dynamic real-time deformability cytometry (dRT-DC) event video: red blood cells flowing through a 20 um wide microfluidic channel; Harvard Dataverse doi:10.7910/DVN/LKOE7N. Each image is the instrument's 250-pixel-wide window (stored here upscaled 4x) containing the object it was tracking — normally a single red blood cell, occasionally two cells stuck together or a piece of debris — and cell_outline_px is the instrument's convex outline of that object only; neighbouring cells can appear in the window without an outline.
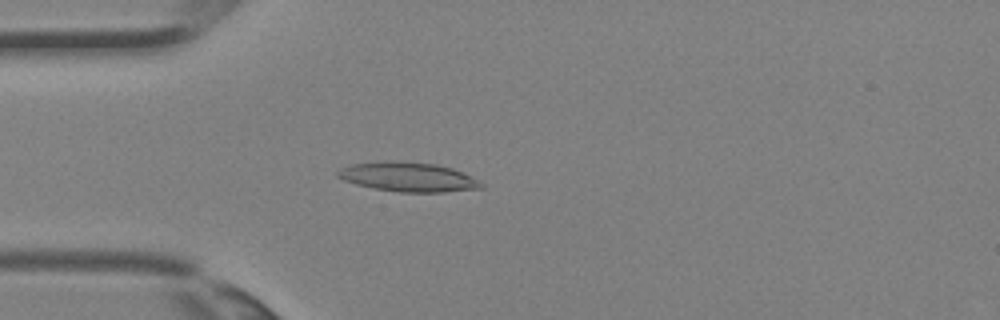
{"species": "Egyptian fruit bat (a non-hibernating species)", "species_latin": "Rousettus aegyptiacus", "temperature_condition": "room temperature", "stored_images_in_passage": 35, "camera_frame_rate_fps": 3000, "um_per_image_px": 0.085, "animal": {"sex": "female"}, "frame": {"image": 1, "passage_image": 9, "time_ms": 2.667, "image_size_px": [1000, 320], "cell_outline_px": [[484, 188], [444, 192], [400, 192], [376, 188], [356, 184], [344, 180], [336, 176], [336, 172], [340, 168], [352, 164], [384, 160], [392, 160], [436, 164], [452, 168], [484, 184]], "centroid_in_image_um": [34.65, 15.03], "position_along_channel_um": 50.3, "area_um2": 24.45}}
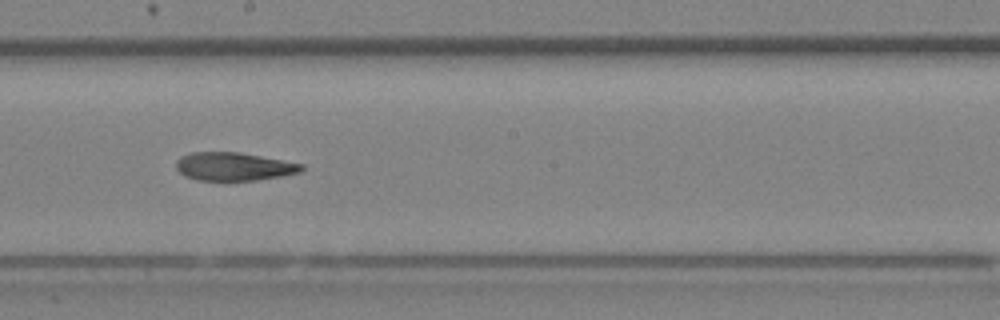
{"frame": {"image": 2, "passage_image": 19, "time_ms": 6.0, "image_size_px": [1000, 320], "cell_outline_px": [[304, 168], [300, 172], [280, 176], [256, 180], [196, 180], [184, 176], [176, 168], [176, 160], [180, 156], [192, 152], [240, 152], [304, 164]], "centroid_in_image_um": [19.85, 14.15], "position_along_channel_um": 228.4, "area_um2": 20.63}}
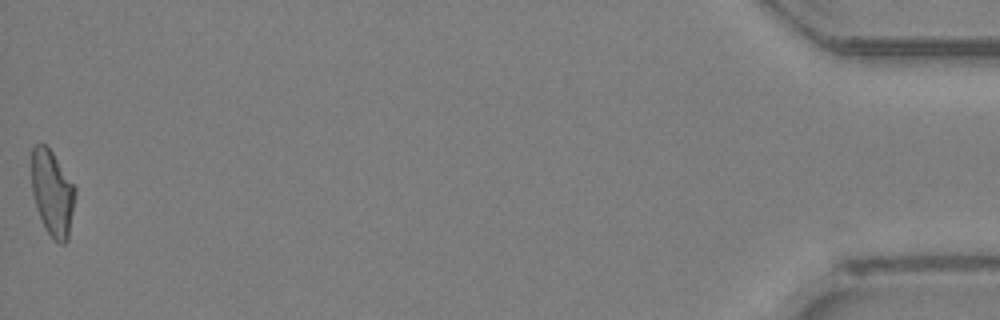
{"frame": {"image": 3, "passage_image": 35, "time_ms": 11.333, "image_size_px": [1000, 320], "cell_outline_px": [[76, 196], [68, 240], [64, 244], [60, 244], [44, 228], [32, 192], [32, 148], [36, 144], [44, 144], [52, 152], [76, 188]], "centroid_in_image_um": [4.47, 16.43], "position_along_channel_um": 430.7, "area_um2": 21.56}}